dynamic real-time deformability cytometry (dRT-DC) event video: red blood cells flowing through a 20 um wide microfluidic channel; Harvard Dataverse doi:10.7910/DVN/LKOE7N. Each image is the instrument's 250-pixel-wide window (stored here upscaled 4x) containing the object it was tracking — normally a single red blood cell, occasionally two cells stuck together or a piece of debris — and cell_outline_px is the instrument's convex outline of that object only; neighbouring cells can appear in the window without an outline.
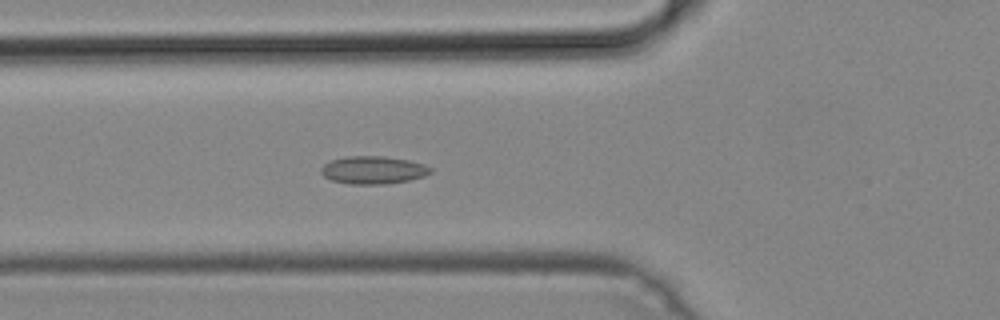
{"species": "common noctule bat (a hibernating species)", "species_latin": "Nyctalus noctula", "temperature_condition": "cold", "stored_images_in_passage": 33, "camera_frame_rate_fps": 3000, "um_per_image_px": 0.085, "animal": {"sex": "male", "body_mass_g": 19.2, "forearm_length_mm": 51.8}, "frame": {"image": 1, "passage_image": 18, "time_ms": 5.667, "image_size_px": [1000, 320], "cell_outline_px": [[432, 172], [424, 176], [408, 180], [384, 184], [348, 184], [332, 180], [324, 176], [320, 172], [320, 168], [324, 164], [332, 160], [344, 156], [384, 156], [408, 160], [424, 164], [432, 168]], "centroid_in_image_um": [31.71, 14.45], "position_along_channel_um": 94.1, "area_um2": 17.74}}
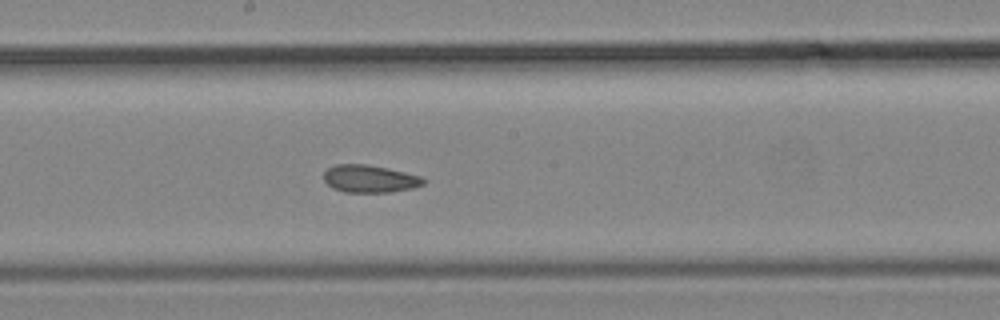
{"frame": {"image": 2, "passage_image": 27, "time_ms": 8.667, "image_size_px": [1000, 320], "cell_outline_px": [[428, 180], [424, 184], [412, 188], [392, 192], [344, 192], [332, 188], [324, 180], [324, 172], [328, 168], [336, 164], [368, 164], [388, 168], [420, 176]], "centroid_in_image_um": [31.44, 15.19], "position_along_channel_um": 216.8, "area_um2": 16.07}}
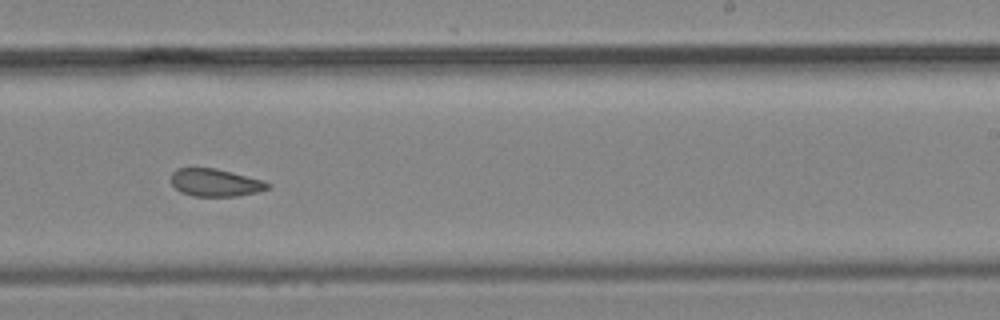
{"frame": {"image": 3, "passage_image": 31, "time_ms": 10.0, "image_size_px": [1000, 320], "cell_outline_px": [[272, 184], [268, 188], [256, 192], [236, 196], [192, 196], [180, 192], [172, 184], [172, 172], [176, 168], [216, 168], [264, 180]], "centroid_in_image_um": [18.3, 15.52], "position_along_channel_um": 270.7, "area_um2": 15.55}}